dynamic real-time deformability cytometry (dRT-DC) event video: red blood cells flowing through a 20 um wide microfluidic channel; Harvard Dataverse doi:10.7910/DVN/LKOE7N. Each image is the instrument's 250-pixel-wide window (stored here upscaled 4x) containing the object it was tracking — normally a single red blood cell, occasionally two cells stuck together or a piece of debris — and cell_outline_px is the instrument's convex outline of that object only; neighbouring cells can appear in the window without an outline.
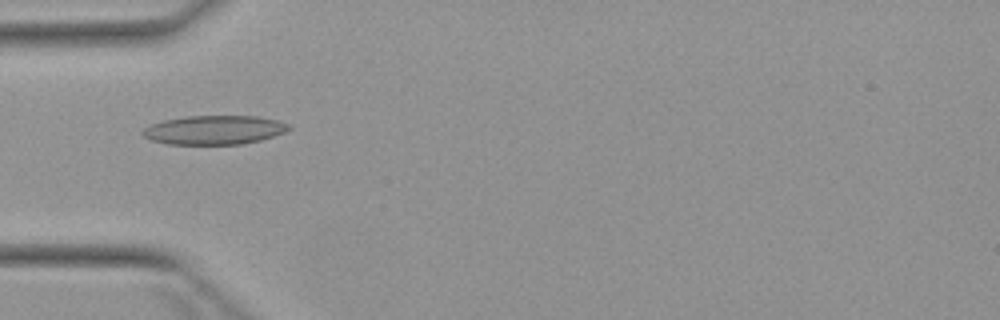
{"species": "Egyptian fruit bat (a non-hibernating species)", "species_latin": "Rousettus aegyptiacus", "temperature_condition": "warm", "stored_images_in_passage": 5, "camera_frame_rate_fps": 3000, "um_per_image_px": 0.085, "animal": {"sex": "female"}, "frame": {"image": 1, "passage_image": 5, "time_ms": 4.667, "image_size_px": [1000, 320], "cell_outline_px": [[292, 128], [284, 132], [260, 140], [244, 144], [168, 144], [152, 140], [144, 136], [140, 132], [144, 128], [152, 124], [164, 120], [184, 116], [256, 116], [276, 120], [288, 124]], "centroid_in_image_um": [18.2, 11.04], "position_along_channel_um": 66.8, "area_um2": 24.57}}